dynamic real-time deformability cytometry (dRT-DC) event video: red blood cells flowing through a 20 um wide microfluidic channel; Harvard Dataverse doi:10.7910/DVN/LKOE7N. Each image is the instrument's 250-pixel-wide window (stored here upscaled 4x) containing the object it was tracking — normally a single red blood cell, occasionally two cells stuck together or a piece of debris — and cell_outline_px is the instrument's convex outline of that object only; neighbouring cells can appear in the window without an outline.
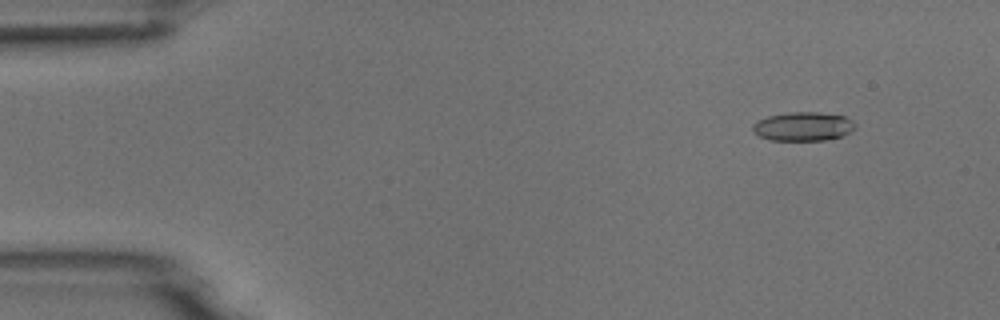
{"species": "common noctule bat (a hibernating species)", "species_latin": "Nyctalus noctula", "temperature_condition": "room temperature", "stored_images_in_passage": 4, "camera_frame_rate_fps": 3000, "um_per_image_px": 0.085, "animal": {"sex": "male", "body_mass_g": 18.8}, "frame": {"image": 1, "passage_image": 2, "time_ms": 1.333, "image_size_px": [1000, 320], "cell_outline_px": [[856, 128], [840, 136], [824, 140], [772, 140], [760, 136], [752, 128], [752, 124], [768, 116], [788, 112], [820, 112], [844, 116], [852, 120], [856, 124]], "centroid_in_image_um": [68.29, 10.73], "position_along_channel_um": 16.7, "area_um2": 17.05}}
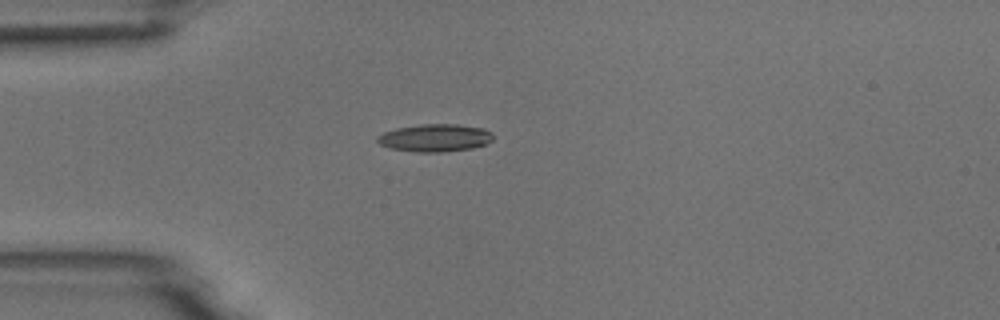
{"frame": {"image": 2, "passage_image": 4, "time_ms": 4.333, "image_size_px": [1000, 320], "cell_outline_px": [[492, 140], [484, 144], [472, 148], [444, 152], [416, 152], [388, 148], [380, 144], [376, 140], [376, 136], [384, 132], [396, 128], [420, 124], [456, 124], [484, 128], [492, 132]], "centroid_in_image_um": [36.94, 11.71], "position_along_channel_um": 48.1, "area_um2": 18.73}}